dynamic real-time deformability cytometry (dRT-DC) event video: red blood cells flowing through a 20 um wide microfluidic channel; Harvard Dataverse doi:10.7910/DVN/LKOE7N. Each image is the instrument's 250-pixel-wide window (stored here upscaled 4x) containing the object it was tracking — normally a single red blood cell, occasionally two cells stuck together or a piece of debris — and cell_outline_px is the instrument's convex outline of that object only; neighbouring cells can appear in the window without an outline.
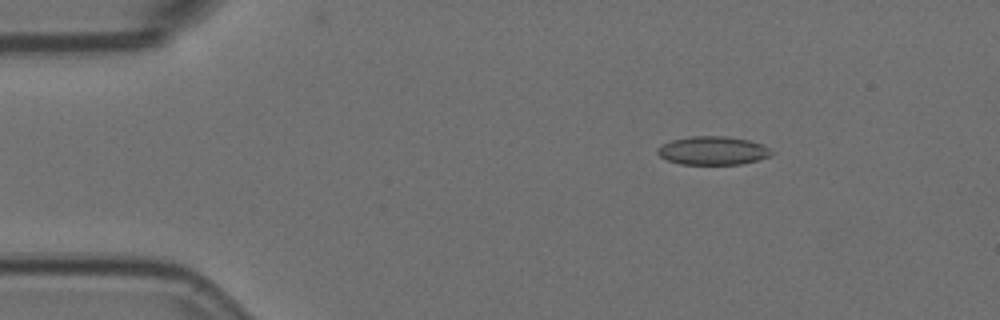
{"species": "Egyptian fruit bat (a non-hibernating species)", "species_latin": "Rousettus aegyptiacus", "temperature_condition": "room temperature", "stored_images_in_passage": 3, "camera_frame_rate_fps": 3000, "um_per_image_px": 0.085, "animal": {"sex": "female"}, "frame": {"image": 1, "passage_image": 1, "time_ms": 0.0, "image_size_px": [1000, 320], "cell_outline_px": [[772, 156], [740, 164], [680, 164], [668, 160], [660, 156], [656, 152], [656, 148], [672, 140], [692, 136], [724, 136], [748, 140], [764, 144], [772, 152]], "centroid_in_image_um": [60.59, 12.8], "position_along_channel_um": 24.4, "area_um2": 18.79}}